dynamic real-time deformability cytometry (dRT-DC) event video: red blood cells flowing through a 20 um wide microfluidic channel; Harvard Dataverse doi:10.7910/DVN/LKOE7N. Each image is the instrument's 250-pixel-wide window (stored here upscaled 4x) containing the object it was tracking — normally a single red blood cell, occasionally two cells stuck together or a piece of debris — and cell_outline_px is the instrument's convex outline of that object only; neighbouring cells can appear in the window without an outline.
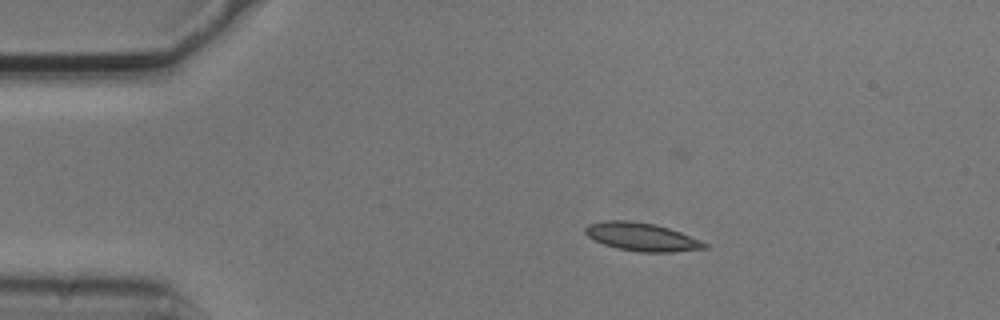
{"species": "common noctule bat (a hibernating species)", "species_latin": "Nyctalus noctula", "temperature_condition": "cold", "stored_images_in_passage": 12, "camera_frame_rate_fps": 3000, "um_per_image_px": 0.085, "animal": {"sex": "male", "body_mass_g": 20.5, "forearm_length_mm": 52.5}, "frame": {"image": 1, "passage_image": 1, "time_ms": 0.0, "image_size_px": [1000, 320], "cell_outline_px": [[708, 248], [668, 252], [640, 252], [616, 248], [604, 244], [588, 236], [584, 232], [584, 228], [588, 224], [604, 220], [628, 220], [652, 224], [668, 228], [680, 232], [700, 240], [708, 244]], "centroid_in_image_um": [54.52, 20.13], "position_along_channel_um": 30.5, "area_um2": 19.42}}
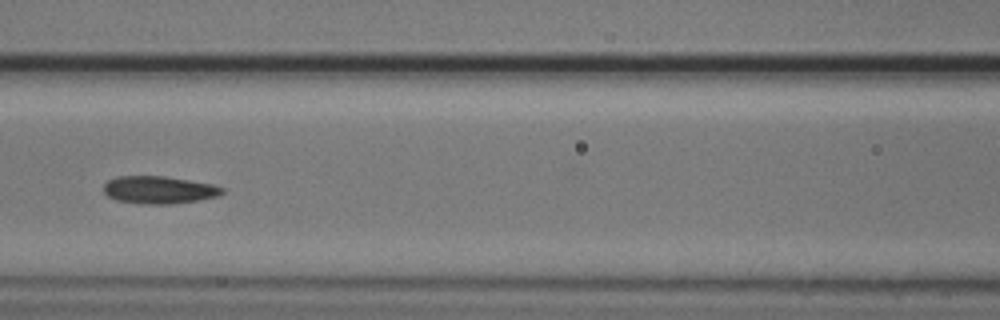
{"frame": {"image": 2, "passage_image": 5, "time_ms": 1.333, "image_size_px": [1000, 320], "cell_outline_px": [[224, 192], [220, 196], [200, 200], [172, 204], [144, 204], [116, 200], [108, 196], [104, 192], [104, 184], [108, 180], [116, 176], [164, 176], [212, 184], [224, 188]], "centroid_in_image_um": [13.53, 16.14], "position_along_channel_um": 153.1, "area_um2": 19.13}}
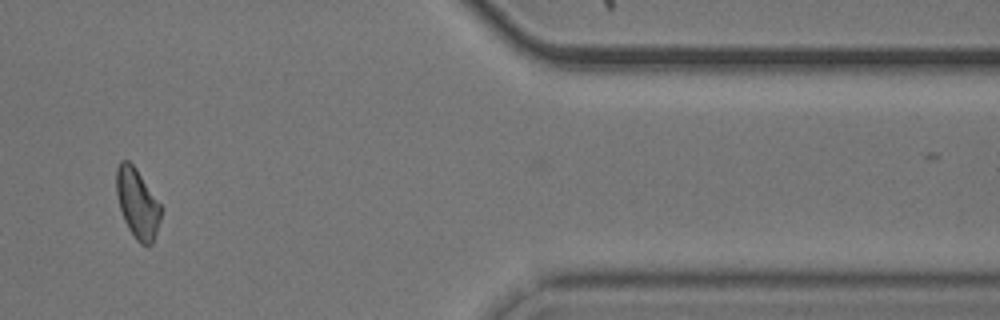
{"frame": {"image": 3, "passage_image": 11, "time_ms": 3.333, "image_size_px": [1000, 320], "cell_outline_px": [[164, 208], [152, 244], [140, 244], [136, 240], [128, 228], [124, 220], [120, 208], [116, 192], [116, 168], [120, 160], [128, 160], [136, 168]], "centroid_in_image_um": [11.69, 17.27], "position_along_channel_um": 399.7, "area_um2": 18.21}}